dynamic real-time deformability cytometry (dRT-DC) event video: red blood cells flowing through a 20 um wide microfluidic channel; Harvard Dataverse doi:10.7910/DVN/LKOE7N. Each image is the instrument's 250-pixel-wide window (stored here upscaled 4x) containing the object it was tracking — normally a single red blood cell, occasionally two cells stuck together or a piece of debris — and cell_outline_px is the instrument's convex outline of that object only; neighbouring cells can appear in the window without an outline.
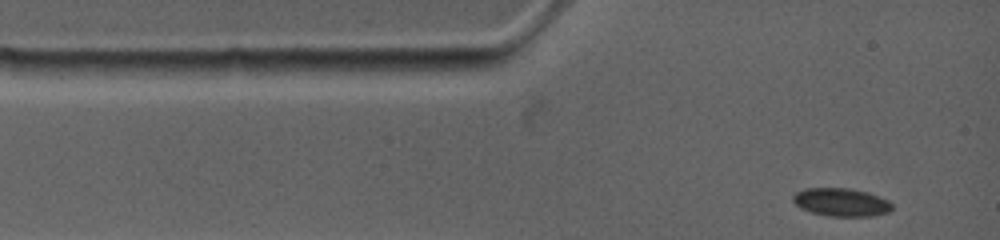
{"species": "common noctule bat (a hibernating species)", "species_latin": "Nyctalus noctula", "temperature_condition": "warm", "stored_images_in_passage": 40, "camera_frame_rate_fps": 4500, "um_per_image_px": 0.085, "animal": {"sex": "female", "body_mass_g": 19.0, "forearm_length_mm": 53.3}, "frame": {"image": 1, "passage_image": 1, "time_ms": 0.0, "image_size_px": [1000, 240], "cell_outline_px": [[892, 208], [888, 212], [872, 216], [828, 216], [812, 212], [800, 208], [792, 200], [792, 196], [796, 192], [804, 188], [848, 188], [868, 192], [888, 200], [892, 204]], "centroid_in_image_um": [71.49, 17.18], "position_along_channel_um": 13.5, "area_um2": 16.24}}
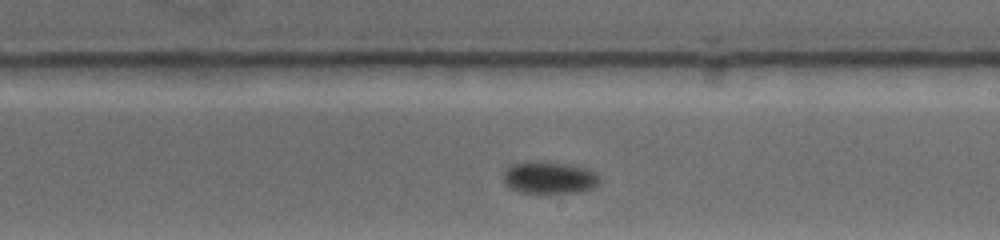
{"frame": {"image": 2, "passage_image": 23, "time_ms": 6.889, "image_size_px": [1000, 240], "cell_outline_px": [[600, 180], [596, 188], [580, 192], [516, 192], [508, 188], [504, 184], [504, 172], [512, 164], [528, 160], [544, 160], [568, 164], [584, 168], [596, 172], [600, 176]], "centroid_in_image_um": [46.69, 15.08], "position_along_channel_um": 242.3, "area_um2": 18.44}}
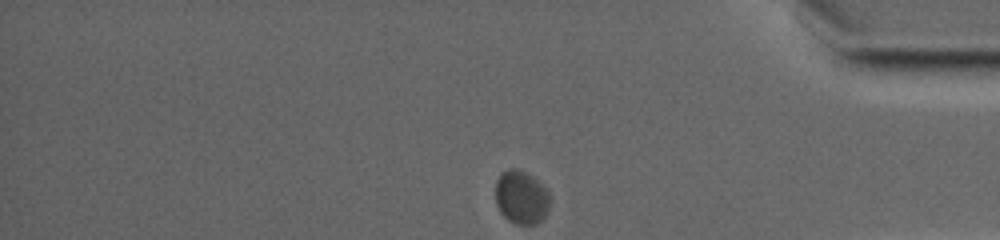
{"frame": {"image": 3, "passage_image": 40, "time_ms": 11.556, "image_size_px": [1000, 240], "cell_outline_px": [[552, 196], [548, 208], [544, 216], [536, 224], [516, 224], [508, 220], [500, 212], [496, 204], [496, 180], [508, 168], [516, 168], [532, 176], [548, 188]], "centroid_in_image_um": [44.34, 16.77], "position_along_channel_um": 390.9, "area_um2": 17.11}, "authors_computed_cell_mechanics": {"area_um2": 17.5134, "velocity_mm_per_s": 3.7033, "shape_relaxation_time_tau1_ms": 8.7871, "shape_relaxation_time_tau2_ms": null, "deformation_change_tau1": 0.085, "deformation_change_tau2": null}}